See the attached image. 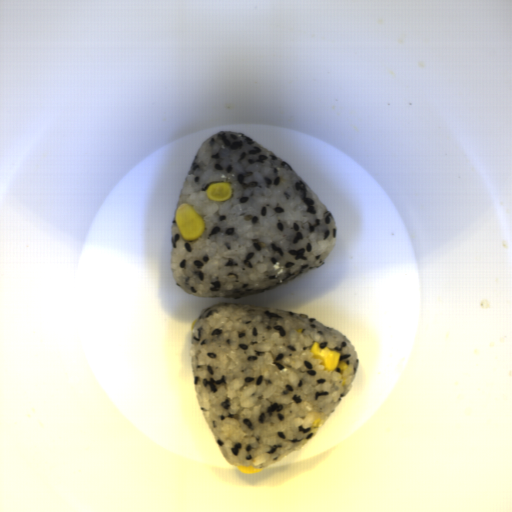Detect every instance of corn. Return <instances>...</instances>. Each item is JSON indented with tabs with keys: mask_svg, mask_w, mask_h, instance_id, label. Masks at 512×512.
I'll use <instances>...</instances> for the list:
<instances>
[{
	"mask_svg": "<svg viewBox=\"0 0 512 512\" xmlns=\"http://www.w3.org/2000/svg\"><path fill=\"white\" fill-rule=\"evenodd\" d=\"M235 468L245 475L254 474L264 470V468H257L250 465L235 466Z\"/></svg>",
	"mask_w": 512,
	"mask_h": 512,
	"instance_id": "obj_4",
	"label": "corn"
},
{
	"mask_svg": "<svg viewBox=\"0 0 512 512\" xmlns=\"http://www.w3.org/2000/svg\"><path fill=\"white\" fill-rule=\"evenodd\" d=\"M207 198L222 202L229 200L233 195L232 185L228 181H212L205 188Z\"/></svg>",
	"mask_w": 512,
	"mask_h": 512,
	"instance_id": "obj_3",
	"label": "corn"
},
{
	"mask_svg": "<svg viewBox=\"0 0 512 512\" xmlns=\"http://www.w3.org/2000/svg\"><path fill=\"white\" fill-rule=\"evenodd\" d=\"M310 351L313 356L322 360L325 371L333 373L337 368L345 370L348 367L345 361H340L341 351L339 350L319 347V342L314 341Z\"/></svg>",
	"mask_w": 512,
	"mask_h": 512,
	"instance_id": "obj_2",
	"label": "corn"
},
{
	"mask_svg": "<svg viewBox=\"0 0 512 512\" xmlns=\"http://www.w3.org/2000/svg\"><path fill=\"white\" fill-rule=\"evenodd\" d=\"M174 220L181 237L187 242L200 239L206 232L204 218L190 203L177 206Z\"/></svg>",
	"mask_w": 512,
	"mask_h": 512,
	"instance_id": "obj_1",
	"label": "corn"
}]
</instances>
